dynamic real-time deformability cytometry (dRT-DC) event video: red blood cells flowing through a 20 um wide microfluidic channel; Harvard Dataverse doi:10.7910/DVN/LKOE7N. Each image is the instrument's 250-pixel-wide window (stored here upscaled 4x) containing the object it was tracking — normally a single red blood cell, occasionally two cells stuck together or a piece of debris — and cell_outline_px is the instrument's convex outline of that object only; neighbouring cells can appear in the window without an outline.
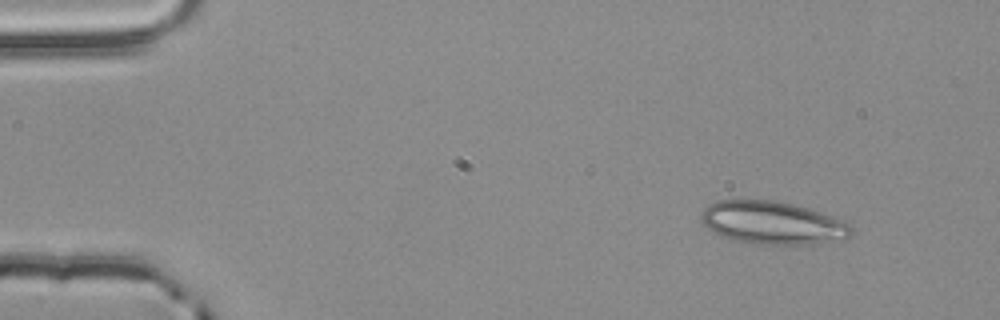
{"species": "common noctule bat (a hibernating species)", "species_latin": "Nyctalus noctula", "temperature_condition": "room temperature", "stored_images_in_passage": 3, "camera_frame_rate_fps": 3000, "um_per_image_px": 0.085, "animal": {"sex": "male", "body_mass_g": 20.4}, "frame": {"image": 1, "passage_image": 1, "time_ms": 0.0, "image_size_px": [1000, 320], "cell_outline_px": [[852, 232], [848, 236], [812, 244], [748, 244], [732, 240], [712, 232], [700, 220], [700, 216], [704, 208], [708, 204], [720, 200], [772, 200], [792, 204], [808, 208], [844, 220], [852, 224]], "centroid_in_image_um": [65.61, 18.93], "position_along_channel_um": 19.4, "area_um2": 37.45}}